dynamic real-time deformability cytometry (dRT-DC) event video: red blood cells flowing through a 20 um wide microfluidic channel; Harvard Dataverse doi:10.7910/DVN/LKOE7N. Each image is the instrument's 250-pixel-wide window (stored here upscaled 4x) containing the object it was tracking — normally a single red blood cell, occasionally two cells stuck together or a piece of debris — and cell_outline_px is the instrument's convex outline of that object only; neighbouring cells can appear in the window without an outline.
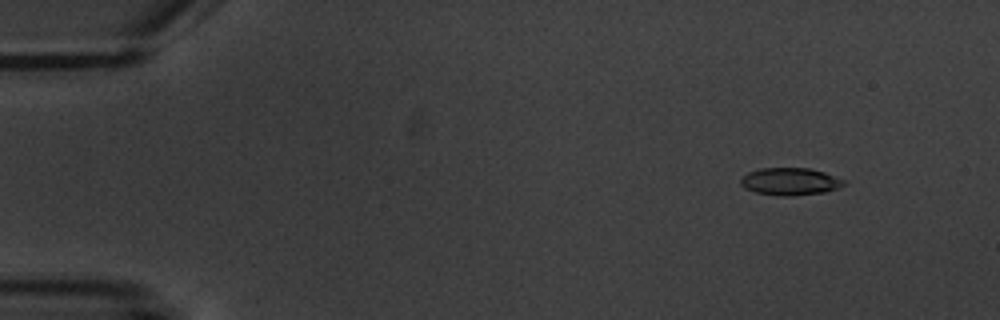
{"species": "common noctule bat (a hibernating species)", "species_latin": "Nyctalus noctula", "temperature_condition": "warm", "stored_images_in_passage": 9, "camera_frame_rate_fps": 3000, "um_per_image_px": 0.085, "animal": {"sex": "male", "body_mass_g": 20.1, "forearm_length_mm": 53.5}, "frame": {"image": 1, "passage_image": 2, "time_ms": 1.0, "image_size_px": [1000, 320], "cell_outline_px": [[848, 184], [824, 192], [792, 196], [780, 196], [756, 192], [744, 188], [740, 184], [740, 180], [748, 172], [760, 168], [808, 168], [824, 172], [844, 180]], "centroid_in_image_um": [67.15, 15.43], "position_along_channel_um": 17.8, "area_um2": 16.42}}
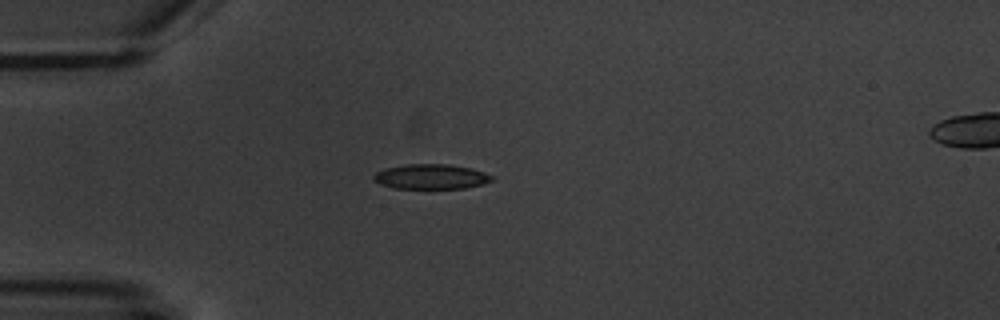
{"frame": {"image": 2, "passage_image": 4, "time_ms": 4.333, "image_size_px": [1000, 320], "cell_outline_px": [[492, 180], [480, 184], [464, 188], [396, 188], [380, 184], [372, 180], [372, 176], [376, 172], [384, 168], [408, 164], [448, 164], [472, 168], [484, 172], [492, 176]], "centroid_in_image_um": [36.59, 15.0], "position_along_channel_um": 48.4, "area_um2": 17.05}}